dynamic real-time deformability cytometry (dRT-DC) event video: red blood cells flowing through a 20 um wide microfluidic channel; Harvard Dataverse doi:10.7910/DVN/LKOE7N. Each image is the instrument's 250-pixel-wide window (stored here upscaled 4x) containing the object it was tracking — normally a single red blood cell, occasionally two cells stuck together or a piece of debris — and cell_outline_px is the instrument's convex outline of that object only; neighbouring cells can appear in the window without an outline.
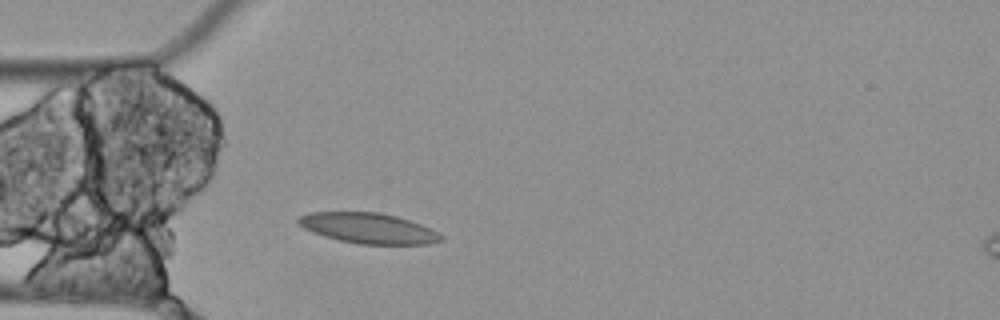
{"species": "Egyptian fruit bat (a non-hibernating species)", "species_latin": "Rousettus aegyptiacus", "temperature_condition": "cold", "stored_images_in_passage": 2, "camera_frame_rate_fps": 3000, "um_per_image_px": 0.085, "animal": {"sex": "female"}, "frame": {"image": 1, "passage_image": 2, "time_ms": 0.333, "image_size_px": [1000, 320], "cell_outline_px": [[444, 240], [428, 244], [360, 244], [340, 240], [324, 236], [312, 232], [304, 228], [296, 220], [300, 216], [308, 212], [376, 212], [396, 216], [420, 224], [444, 236]], "centroid_in_image_um": [31.3, 19.4], "position_along_channel_um": 53.7, "area_um2": 25.09}}